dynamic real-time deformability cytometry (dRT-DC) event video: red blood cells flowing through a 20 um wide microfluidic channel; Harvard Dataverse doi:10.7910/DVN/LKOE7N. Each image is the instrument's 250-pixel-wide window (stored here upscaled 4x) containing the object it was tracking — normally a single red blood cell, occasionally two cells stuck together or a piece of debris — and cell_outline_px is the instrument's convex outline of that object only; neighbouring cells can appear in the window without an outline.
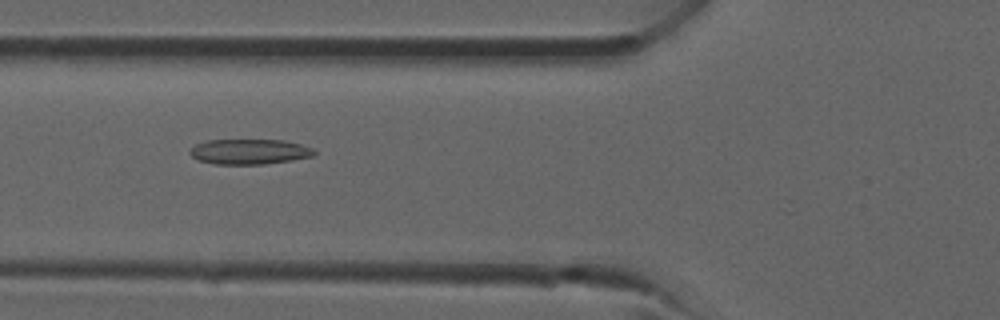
{"species": "common noctule bat (a hibernating species)", "species_latin": "Nyctalus noctula", "temperature_condition": "room temperature", "stored_images_in_passage": 9, "camera_frame_rate_fps": 3000, "um_per_image_px": 0.085, "animal": {"sex": "male", "forearm_length_mm": 52.5}, "frame": {"image": 1, "passage_image": 6, "time_ms": 1.667, "image_size_px": [1000, 320], "cell_outline_px": [[316, 152], [312, 156], [292, 160], [264, 164], [216, 164], [200, 160], [192, 156], [188, 152], [196, 144], [208, 140], [284, 140], [300, 144], [312, 148]], "centroid_in_image_um": [21.21, 12.89], "position_along_channel_um": 104.6, "area_um2": 18.09}}
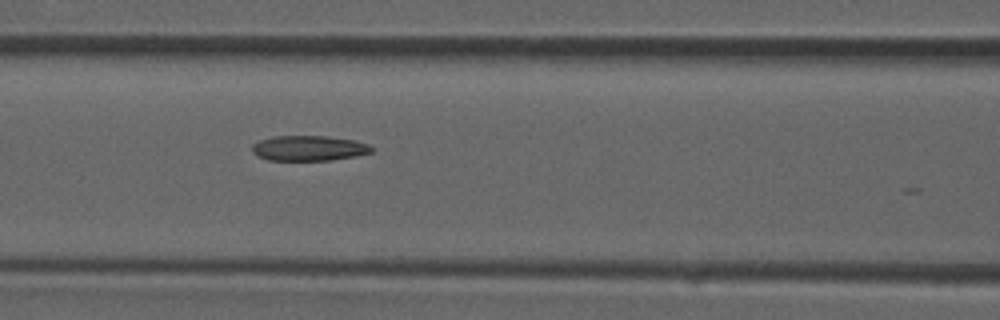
{"frame": {"image": 2, "passage_image": 8, "time_ms": 2.333, "image_size_px": [1000, 320], "cell_outline_px": [[376, 148], [372, 152], [356, 156], [332, 160], [268, 160], [256, 156], [252, 152], [252, 144], [260, 140], [276, 136], [328, 136], [356, 140], [368, 144]], "centroid_in_image_um": [26.28, 12.6], "position_along_channel_um": 140.3, "area_um2": 17.74}}